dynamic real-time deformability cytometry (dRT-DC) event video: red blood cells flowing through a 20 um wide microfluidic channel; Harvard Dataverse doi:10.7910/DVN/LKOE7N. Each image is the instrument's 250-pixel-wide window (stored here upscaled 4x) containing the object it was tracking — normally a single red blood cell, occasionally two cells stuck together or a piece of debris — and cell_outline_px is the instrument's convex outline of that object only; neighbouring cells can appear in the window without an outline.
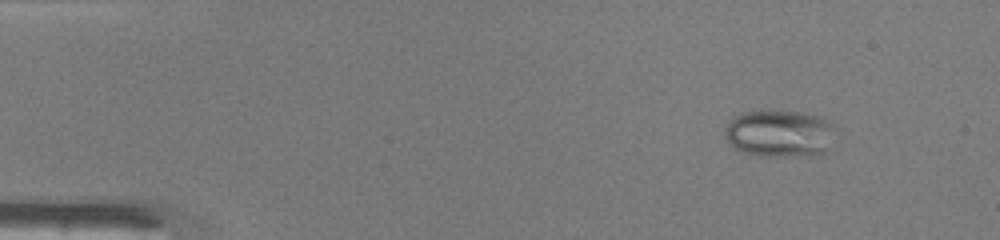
{"species": "common noctule bat (a hibernating species)", "species_latin": "Nyctalus noctula", "temperature_condition": "warm", "stored_images_in_passage": 43, "camera_frame_rate_fps": 3000, "um_per_image_px": 0.085, "animal": {"sex": "male", "body_mass_g": 19.0, "forearm_length_mm": 50.8}, "frame": {"image": 1, "passage_image": 1, "time_ms": 0.0, "image_size_px": [1000, 240], "cell_outline_px": [[840, 128], [824, 152], [812, 156], [764, 156], [744, 152], [736, 148], [724, 136], [724, 132], [728, 120], [744, 112], [804, 112], [832, 120]], "centroid_in_image_um": [66.36, 11.35], "position_along_channel_um": 18.6, "area_um2": 30.63}}
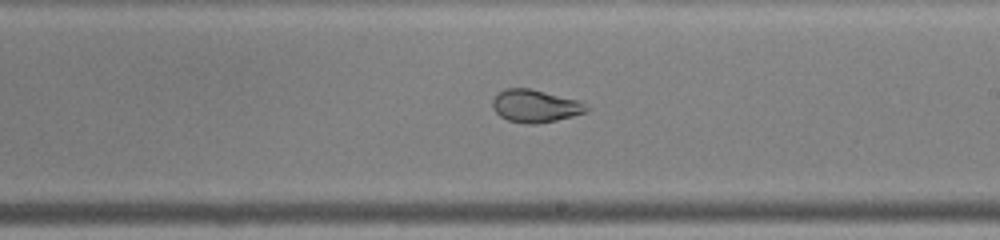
{"frame": {"image": 2, "passage_image": 24, "time_ms": 7.667, "image_size_px": [1000, 240], "cell_outline_px": [[592, 108], [584, 112], [572, 116], [556, 120], [536, 124], [524, 124], [508, 120], [500, 116], [492, 108], [492, 100], [504, 88], [532, 88], [580, 100]], "centroid_in_image_um": [45.51, 9.0], "position_along_channel_um": 243.5, "area_um2": 18.09}}
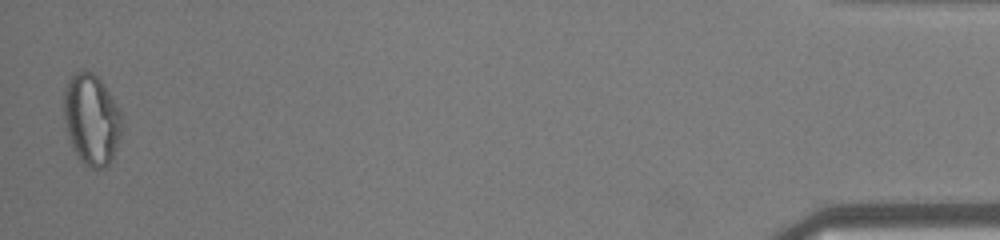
{"frame": {"image": 3, "passage_image": 43, "time_ms": 14.0, "image_size_px": [1000, 240], "cell_outline_px": [[120, 136], [112, 156], [108, 164], [104, 168], [92, 168], [84, 164], [80, 160], [72, 148], [68, 136], [64, 116], [64, 88], [68, 80], [80, 68], [84, 68], [92, 72], [100, 80], [108, 92], [120, 112]], "centroid_in_image_um": [7.73, 10.13], "position_along_channel_um": 427.5, "area_um2": 30.29}, "authors_computed_cell_mechanics": {"area_um2": 24.1604, "velocity_mm_per_s": 4.2585, "shape_relaxation_time_tau1_ms": null, "shape_relaxation_time_tau2_ms": 0.8148, "deformation_change_tau1": null, "deformation_change_tau2": 0.0604}}